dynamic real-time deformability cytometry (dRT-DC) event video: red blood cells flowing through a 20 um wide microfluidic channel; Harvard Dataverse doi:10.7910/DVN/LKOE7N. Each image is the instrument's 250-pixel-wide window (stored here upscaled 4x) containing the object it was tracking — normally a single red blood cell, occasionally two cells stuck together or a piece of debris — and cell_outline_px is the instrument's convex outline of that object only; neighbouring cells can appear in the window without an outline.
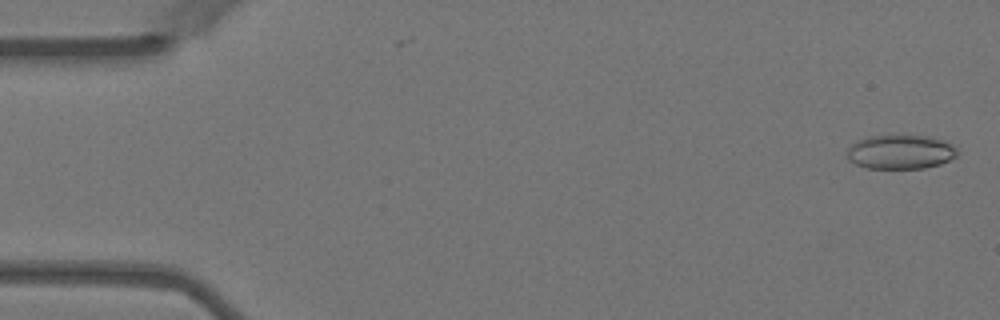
{"species": "Egyptian fruit bat (a non-hibernating species)", "species_latin": "Rousettus aegyptiacus", "temperature_condition": "warm", "stored_images_in_passage": 57, "camera_frame_rate_fps": 3000, "um_per_image_px": 0.085, "animal": {"sex": "female"}, "frame": {"image": 1, "passage_image": 2, "time_ms": 0.333, "image_size_px": [1000, 320], "cell_outline_px": [[956, 156], [940, 164], [924, 168], [868, 168], [856, 164], [848, 160], [848, 148], [856, 140], [868, 136], [928, 136], [944, 140], [956, 148]], "centroid_in_image_um": [76.52, 12.91], "position_along_channel_um": 8.5, "area_um2": 21.73}}
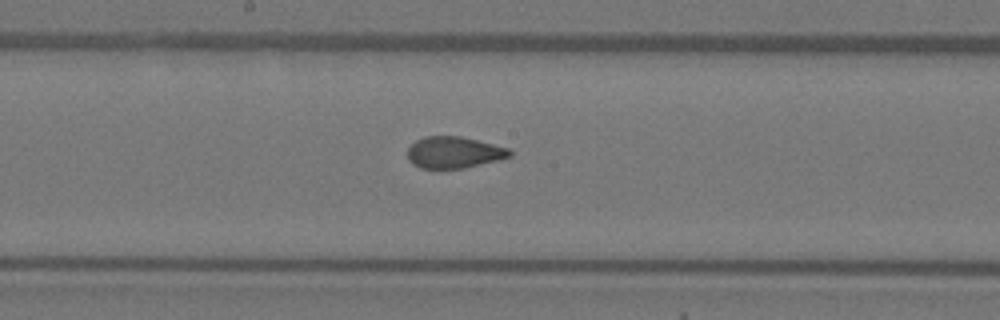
{"frame": {"image": 2, "passage_image": 30, "time_ms": 9.667, "image_size_px": [1000, 320], "cell_outline_px": [[512, 156], [500, 160], [464, 168], [420, 168], [412, 164], [408, 160], [408, 148], [416, 140], [424, 136], [460, 136], [508, 148], [512, 152]], "centroid_in_image_um": [38.58, 12.96], "position_along_channel_um": 209.6, "area_um2": 18.79}}
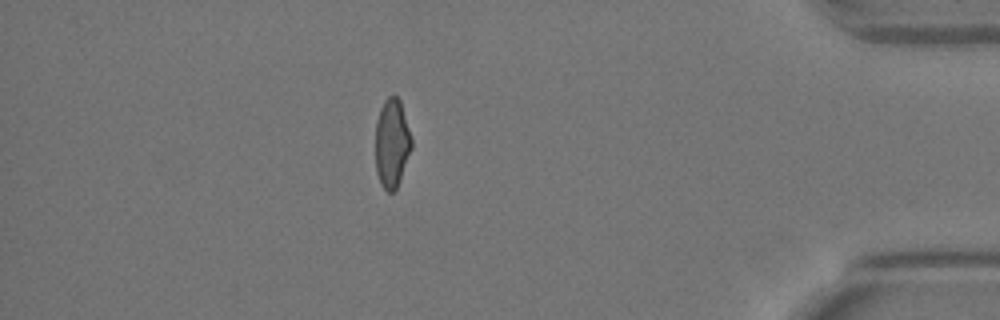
{"frame": {"image": 3, "passage_image": 50, "time_ms": 16.333, "image_size_px": [1000, 320], "cell_outline_px": [[412, 148], [400, 180], [396, 188], [392, 192], [388, 192], [380, 184], [376, 172], [376, 120], [380, 108], [384, 100], [388, 96], [396, 96], [400, 100], [412, 140]], "centroid_in_image_um": [33.3, 12.18], "position_along_channel_um": 401.9, "area_um2": 18.67}, "authors_computed_cell_mechanics": {"area_um2": 19.8832, "velocity_mm_per_s": 3.5466, "shape_relaxation_time_tau1_ms": null, "shape_relaxation_time_tau2_ms": 0.9438, "deformation_change_tau1": null, "deformation_change_tau2": 0.0546}}